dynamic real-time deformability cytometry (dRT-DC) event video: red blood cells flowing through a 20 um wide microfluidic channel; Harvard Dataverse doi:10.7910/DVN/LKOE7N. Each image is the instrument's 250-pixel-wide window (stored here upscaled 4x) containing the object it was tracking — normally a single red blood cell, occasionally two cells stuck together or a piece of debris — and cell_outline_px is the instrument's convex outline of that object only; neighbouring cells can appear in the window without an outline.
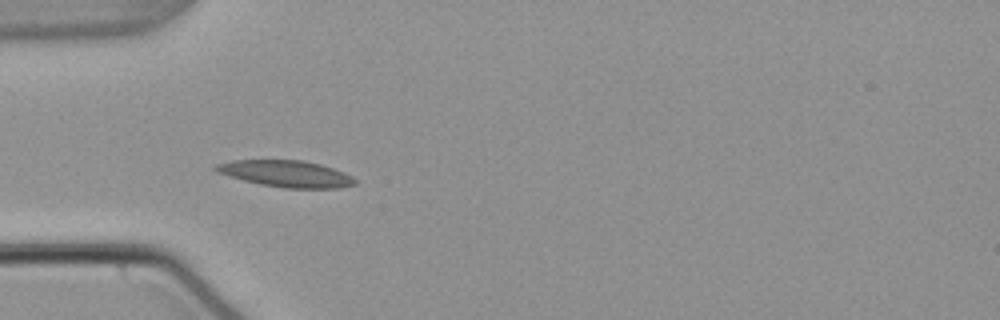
{"species": "common noctule bat (a hibernating species)", "species_latin": "Nyctalus noctula", "temperature_condition": "warm", "stored_images_in_passage": 20, "camera_frame_rate_fps": 3000, "um_per_image_px": 0.085, "animal": {"sex": "male", "body_mass_g": 21.5, "forearm_length_mm": 52.0}, "frame": {"image": 1, "passage_image": 4, "time_ms": 1.0, "image_size_px": [1000, 320], "cell_outline_px": [[356, 184], [340, 188], [284, 188], [260, 184], [244, 180], [216, 172], [212, 168], [216, 164], [232, 160], [304, 160], [320, 164], [344, 172], [352, 176], [356, 180]], "centroid_in_image_um": [24.32, 14.76], "position_along_channel_um": 60.7, "area_um2": 21.56}}